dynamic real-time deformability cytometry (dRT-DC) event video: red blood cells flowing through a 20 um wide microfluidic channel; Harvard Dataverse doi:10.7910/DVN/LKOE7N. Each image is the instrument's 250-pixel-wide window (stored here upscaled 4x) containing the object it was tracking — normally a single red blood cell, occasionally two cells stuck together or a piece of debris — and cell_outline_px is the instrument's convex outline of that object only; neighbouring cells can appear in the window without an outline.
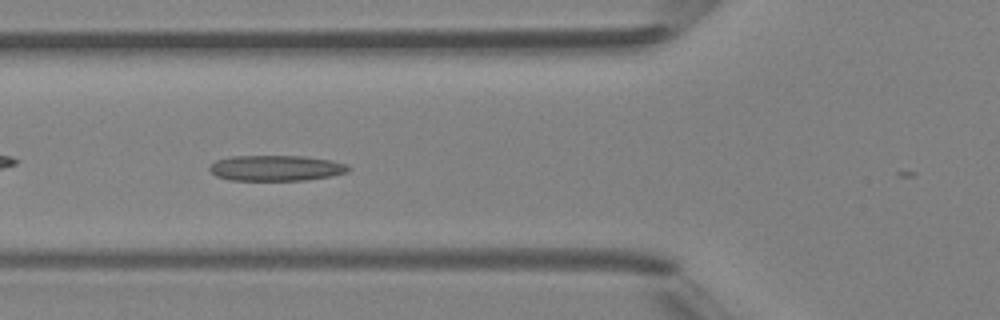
{"species": "Egyptian fruit bat (a non-hibernating species)", "species_latin": "Rousettus aegyptiacus", "temperature_condition": "room temperature", "stored_images_in_passage": 7, "camera_frame_rate_fps": 3000, "um_per_image_px": 0.085, "animal": {"sex": "female"}, "frame": {"image": 1, "passage_image": 5, "time_ms": 4.333, "image_size_px": [1000, 320], "cell_outline_px": [[352, 168], [348, 172], [332, 176], [304, 180], [228, 180], [216, 176], [208, 168], [216, 160], [232, 156], [304, 156], [328, 160], [348, 164]], "centroid_in_image_um": [23.48, 14.29], "position_along_channel_um": 102.3, "area_um2": 20.75}}
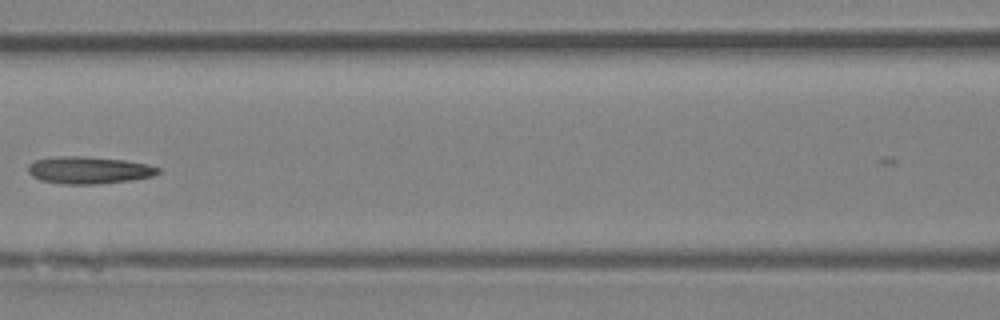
{"frame": {"image": 2, "passage_image": 6, "time_ms": 5.667, "image_size_px": [1000, 320], "cell_outline_px": [[160, 172], [152, 176], [132, 180], [100, 184], [60, 184], [40, 180], [32, 176], [28, 172], [28, 164], [36, 160], [64, 156], [84, 156], [124, 160], [148, 164], [160, 168]], "centroid_in_image_um": [7.56, 14.47], "position_along_channel_um": 159.0, "area_um2": 20.63}}
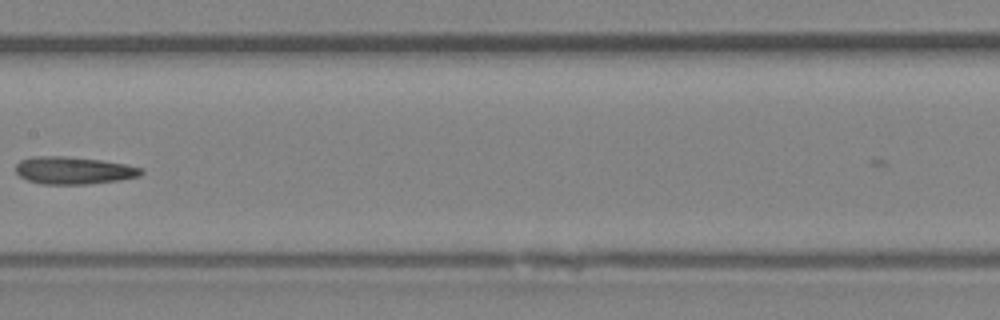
{"frame": {"image": 3, "passage_image": 7, "time_ms": 6.667, "image_size_px": [1000, 320], "cell_outline_px": [[144, 172], [140, 176], [120, 180], [88, 184], [40, 184], [28, 180], [20, 176], [16, 172], [16, 164], [20, 160], [32, 156], [64, 156], [100, 160], [124, 164], [144, 168]], "centroid_in_image_um": [6.26, 14.49], "position_along_channel_um": 201.1, "area_um2": 20.11}}